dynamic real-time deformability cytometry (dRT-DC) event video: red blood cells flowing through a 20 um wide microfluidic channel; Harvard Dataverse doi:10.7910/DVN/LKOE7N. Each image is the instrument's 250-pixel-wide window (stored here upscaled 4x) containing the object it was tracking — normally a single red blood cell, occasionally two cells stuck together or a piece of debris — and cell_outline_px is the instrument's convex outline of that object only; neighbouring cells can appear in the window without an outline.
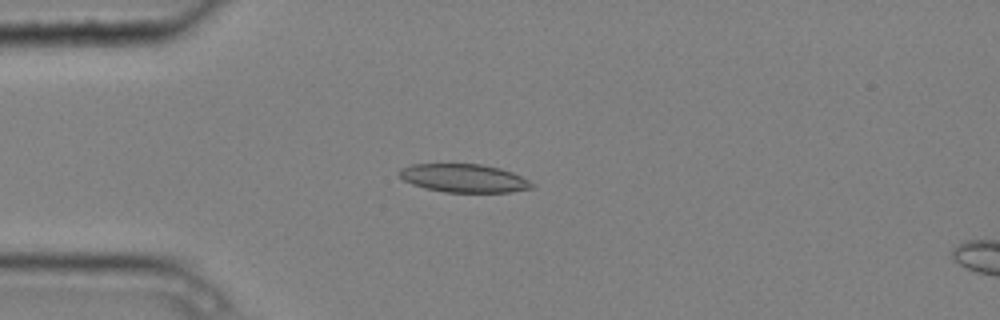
{"species": "common noctule bat (a hibernating species)", "species_latin": "Nyctalus noctula", "temperature_condition": "cold", "stored_images_in_passage": 4, "camera_frame_rate_fps": 3000, "um_per_image_px": 0.085, "animal": {"sex": "male", "body_mass_g": 20.4}, "frame": {"image": 1, "passage_image": 3, "time_ms": 0.667, "image_size_px": [1000, 320], "cell_outline_px": [[536, 188], [512, 192], [444, 192], [424, 188], [412, 184], [404, 180], [400, 176], [400, 168], [412, 164], [480, 164], [500, 168], [512, 172], [536, 184]], "centroid_in_image_um": [39.48, 15.15], "position_along_channel_um": 45.5, "area_um2": 21.96}}